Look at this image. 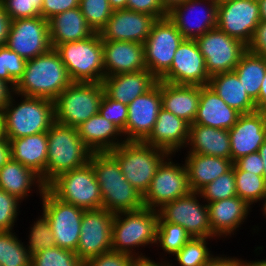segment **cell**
<instances>
[{"instance_id": "1", "label": "cell", "mask_w": 266, "mask_h": 266, "mask_svg": "<svg viewBox=\"0 0 266 266\" xmlns=\"http://www.w3.org/2000/svg\"><path fill=\"white\" fill-rule=\"evenodd\" d=\"M1 119L3 135L9 141L47 132L55 122L54 101L14 92L1 112Z\"/></svg>"}, {"instance_id": "2", "label": "cell", "mask_w": 266, "mask_h": 266, "mask_svg": "<svg viewBox=\"0 0 266 266\" xmlns=\"http://www.w3.org/2000/svg\"><path fill=\"white\" fill-rule=\"evenodd\" d=\"M92 165L102 197V208L112 214L144 207L140 194L124 177L117 159L110 152L92 153Z\"/></svg>"}, {"instance_id": "3", "label": "cell", "mask_w": 266, "mask_h": 266, "mask_svg": "<svg viewBox=\"0 0 266 266\" xmlns=\"http://www.w3.org/2000/svg\"><path fill=\"white\" fill-rule=\"evenodd\" d=\"M71 83L59 53L51 48L45 54L27 60L14 92L54 101Z\"/></svg>"}, {"instance_id": "4", "label": "cell", "mask_w": 266, "mask_h": 266, "mask_svg": "<svg viewBox=\"0 0 266 266\" xmlns=\"http://www.w3.org/2000/svg\"><path fill=\"white\" fill-rule=\"evenodd\" d=\"M158 218V211L147 207L115 214L111 250L131 255L135 259L147 258L148 255L138 250L149 245V249L156 246Z\"/></svg>"}, {"instance_id": "5", "label": "cell", "mask_w": 266, "mask_h": 266, "mask_svg": "<svg viewBox=\"0 0 266 266\" xmlns=\"http://www.w3.org/2000/svg\"><path fill=\"white\" fill-rule=\"evenodd\" d=\"M46 186L58 175L89 163L92 151L75 127L54 122L47 131Z\"/></svg>"}, {"instance_id": "6", "label": "cell", "mask_w": 266, "mask_h": 266, "mask_svg": "<svg viewBox=\"0 0 266 266\" xmlns=\"http://www.w3.org/2000/svg\"><path fill=\"white\" fill-rule=\"evenodd\" d=\"M110 153L117 159L125 179L142 195L148 190L159 165L169 155L165 149L144 141H124Z\"/></svg>"}, {"instance_id": "7", "label": "cell", "mask_w": 266, "mask_h": 266, "mask_svg": "<svg viewBox=\"0 0 266 266\" xmlns=\"http://www.w3.org/2000/svg\"><path fill=\"white\" fill-rule=\"evenodd\" d=\"M72 82L102 83L104 73L103 46L99 33L81 41L66 42L55 47Z\"/></svg>"}, {"instance_id": "8", "label": "cell", "mask_w": 266, "mask_h": 266, "mask_svg": "<svg viewBox=\"0 0 266 266\" xmlns=\"http://www.w3.org/2000/svg\"><path fill=\"white\" fill-rule=\"evenodd\" d=\"M104 93L102 83L72 82L54 100L55 121L78 127L98 114Z\"/></svg>"}, {"instance_id": "9", "label": "cell", "mask_w": 266, "mask_h": 266, "mask_svg": "<svg viewBox=\"0 0 266 266\" xmlns=\"http://www.w3.org/2000/svg\"><path fill=\"white\" fill-rule=\"evenodd\" d=\"M46 188L59 200L84 210L102 208L100 187L90 163L58 175Z\"/></svg>"}, {"instance_id": "10", "label": "cell", "mask_w": 266, "mask_h": 266, "mask_svg": "<svg viewBox=\"0 0 266 266\" xmlns=\"http://www.w3.org/2000/svg\"><path fill=\"white\" fill-rule=\"evenodd\" d=\"M42 212L51 226L56 246L76 251L84 209L56 198L47 188L41 198Z\"/></svg>"}, {"instance_id": "11", "label": "cell", "mask_w": 266, "mask_h": 266, "mask_svg": "<svg viewBox=\"0 0 266 266\" xmlns=\"http://www.w3.org/2000/svg\"><path fill=\"white\" fill-rule=\"evenodd\" d=\"M201 198L199 192L190 191L163 205L157 210L158 215L165 222L182 226L191 237L216 238L212 233L207 203Z\"/></svg>"}, {"instance_id": "12", "label": "cell", "mask_w": 266, "mask_h": 266, "mask_svg": "<svg viewBox=\"0 0 266 266\" xmlns=\"http://www.w3.org/2000/svg\"><path fill=\"white\" fill-rule=\"evenodd\" d=\"M174 156L176 155L169 154L157 168L148 190L143 195L144 207L158 210L191 191L185 165L175 163Z\"/></svg>"}, {"instance_id": "13", "label": "cell", "mask_w": 266, "mask_h": 266, "mask_svg": "<svg viewBox=\"0 0 266 266\" xmlns=\"http://www.w3.org/2000/svg\"><path fill=\"white\" fill-rule=\"evenodd\" d=\"M184 40L168 18L157 19L143 43L147 69L159 79L170 67L177 48Z\"/></svg>"}, {"instance_id": "14", "label": "cell", "mask_w": 266, "mask_h": 266, "mask_svg": "<svg viewBox=\"0 0 266 266\" xmlns=\"http://www.w3.org/2000/svg\"><path fill=\"white\" fill-rule=\"evenodd\" d=\"M206 62L209 76L233 71L247 45L242 41L227 35L218 28L207 31L195 39Z\"/></svg>"}, {"instance_id": "15", "label": "cell", "mask_w": 266, "mask_h": 266, "mask_svg": "<svg viewBox=\"0 0 266 266\" xmlns=\"http://www.w3.org/2000/svg\"><path fill=\"white\" fill-rule=\"evenodd\" d=\"M5 45L26 60L45 54L52 48L49 22L41 16L11 20Z\"/></svg>"}, {"instance_id": "16", "label": "cell", "mask_w": 266, "mask_h": 266, "mask_svg": "<svg viewBox=\"0 0 266 266\" xmlns=\"http://www.w3.org/2000/svg\"><path fill=\"white\" fill-rule=\"evenodd\" d=\"M114 216L115 214L104 208L84 210L79 243L75 251L83 263L111 250Z\"/></svg>"}, {"instance_id": "17", "label": "cell", "mask_w": 266, "mask_h": 266, "mask_svg": "<svg viewBox=\"0 0 266 266\" xmlns=\"http://www.w3.org/2000/svg\"><path fill=\"white\" fill-rule=\"evenodd\" d=\"M258 0L218 2L217 28L248 45L260 23Z\"/></svg>"}, {"instance_id": "18", "label": "cell", "mask_w": 266, "mask_h": 266, "mask_svg": "<svg viewBox=\"0 0 266 266\" xmlns=\"http://www.w3.org/2000/svg\"><path fill=\"white\" fill-rule=\"evenodd\" d=\"M175 85L209 84L205 58L195 39H184L177 48L171 67L158 79Z\"/></svg>"}, {"instance_id": "19", "label": "cell", "mask_w": 266, "mask_h": 266, "mask_svg": "<svg viewBox=\"0 0 266 266\" xmlns=\"http://www.w3.org/2000/svg\"><path fill=\"white\" fill-rule=\"evenodd\" d=\"M217 15V0H186L168 12L167 17L184 39H196L217 28Z\"/></svg>"}, {"instance_id": "20", "label": "cell", "mask_w": 266, "mask_h": 266, "mask_svg": "<svg viewBox=\"0 0 266 266\" xmlns=\"http://www.w3.org/2000/svg\"><path fill=\"white\" fill-rule=\"evenodd\" d=\"M162 108L161 81L128 104L125 141H144L152 132Z\"/></svg>"}, {"instance_id": "21", "label": "cell", "mask_w": 266, "mask_h": 266, "mask_svg": "<svg viewBox=\"0 0 266 266\" xmlns=\"http://www.w3.org/2000/svg\"><path fill=\"white\" fill-rule=\"evenodd\" d=\"M156 20L150 14L130 9L114 10L99 34L102 41H131L143 44Z\"/></svg>"}, {"instance_id": "22", "label": "cell", "mask_w": 266, "mask_h": 266, "mask_svg": "<svg viewBox=\"0 0 266 266\" xmlns=\"http://www.w3.org/2000/svg\"><path fill=\"white\" fill-rule=\"evenodd\" d=\"M231 160L255 153L266 141V111L241 114L229 129Z\"/></svg>"}, {"instance_id": "23", "label": "cell", "mask_w": 266, "mask_h": 266, "mask_svg": "<svg viewBox=\"0 0 266 266\" xmlns=\"http://www.w3.org/2000/svg\"><path fill=\"white\" fill-rule=\"evenodd\" d=\"M207 207L212 233L217 240L237 234L252 212V206L239 196L208 203Z\"/></svg>"}, {"instance_id": "24", "label": "cell", "mask_w": 266, "mask_h": 266, "mask_svg": "<svg viewBox=\"0 0 266 266\" xmlns=\"http://www.w3.org/2000/svg\"><path fill=\"white\" fill-rule=\"evenodd\" d=\"M105 77L147 69L143 44L102 41Z\"/></svg>"}, {"instance_id": "25", "label": "cell", "mask_w": 266, "mask_h": 266, "mask_svg": "<svg viewBox=\"0 0 266 266\" xmlns=\"http://www.w3.org/2000/svg\"><path fill=\"white\" fill-rule=\"evenodd\" d=\"M189 124L173 113L161 108L150 135L144 140L153 147L165 149L169 154H177L187 144Z\"/></svg>"}, {"instance_id": "26", "label": "cell", "mask_w": 266, "mask_h": 266, "mask_svg": "<svg viewBox=\"0 0 266 266\" xmlns=\"http://www.w3.org/2000/svg\"><path fill=\"white\" fill-rule=\"evenodd\" d=\"M157 82L158 79L145 69L104 77L102 85L109 98L128 105L136 97L149 91Z\"/></svg>"}, {"instance_id": "27", "label": "cell", "mask_w": 266, "mask_h": 266, "mask_svg": "<svg viewBox=\"0 0 266 266\" xmlns=\"http://www.w3.org/2000/svg\"><path fill=\"white\" fill-rule=\"evenodd\" d=\"M239 113L230 107L208 85L200 86V101L192 124L229 130L237 122Z\"/></svg>"}, {"instance_id": "28", "label": "cell", "mask_w": 266, "mask_h": 266, "mask_svg": "<svg viewBox=\"0 0 266 266\" xmlns=\"http://www.w3.org/2000/svg\"><path fill=\"white\" fill-rule=\"evenodd\" d=\"M0 189H3L23 202L32 195L31 193L33 191L34 193L37 192L36 194L41 198L46 189V185L42 182L41 177L33 170L11 158L0 169Z\"/></svg>"}, {"instance_id": "29", "label": "cell", "mask_w": 266, "mask_h": 266, "mask_svg": "<svg viewBox=\"0 0 266 266\" xmlns=\"http://www.w3.org/2000/svg\"><path fill=\"white\" fill-rule=\"evenodd\" d=\"M185 148L187 153H197L231 160L229 130L191 124L189 125L188 140Z\"/></svg>"}, {"instance_id": "30", "label": "cell", "mask_w": 266, "mask_h": 266, "mask_svg": "<svg viewBox=\"0 0 266 266\" xmlns=\"http://www.w3.org/2000/svg\"><path fill=\"white\" fill-rule=\"evenodd\" d=\"M77 133L93 152H110L122 144L125 139L122 132L99 113L76 127Z\"/></svg>"}, {"instance_id": "31", "label": "cell", "mask_w": 266, "mask_h": 266, "mask_svg": "<svg viewBox=\"0 0 266 266\" xmlns=\"http://www.w3.org/2000/svg\"><path fill=\"white\" fill-rule=\"evenodd\" d=\"M11 158L38 174L46 185L47 132L12 139Z\"/></svg>"}, {"instance_id": "32", "label": "cell", "mask_w": 266, "mask_h": 266, "mask_svg": "<svg viewBox=\"0 0 266 266\" xmlns=\"http://www.w3.org/2000/svg\"><path fill=\"white\" fill-rule=\"evenodd\" d=\"M162 108L191 125L200 101L199 85H175L161 81Z\"/></svg>"}, {"instance_id": "33", "label": "cell", "mask_w": 266, "mask_h": 266, "mask_svg": "<svg viewBox=\"0 0 266 266\" xmlns=\"http://www.w3.org/2000/svg\"><path fill=\"white\" fill-rule=\"evenodd\" d=\"M184 162L191 191L199 192L208 183L233 167V161L221 157L187 153Z\"/></svg>"}, {"instance_id": "34", "label": "cell", "mask_w": 266, "mask_h": 266, "mask_svg": "<svg viewBox=\"0 0 266 266\" xmlns=\"http://www.w3.org/2000/svg\"><path fill=\"white\" fill-rule=\"evenodd\" d=\"M48 22L52 48L66 42L85 40L94 34L79 7L57 14Z\"/></svg>"}, {"instance_id": "35", "label": "cell", "mask_w": 266, "mask_h": 266, "mask_svg": "<svg viewBox=\"0 0 266 266\" xmlns=\"http://www.w3.org/2000/svg\"><path fill=\"white\" fill-rule=\"evenodd\" d=\"M208 86L221 97L227 105L241 114L257 111L255 102L247 94L244 86L234 71L210 76Z\"/></svg>"}, {"instance_id": "36", "label": "cell", "mask_w": 266, "mask_h": 266, "mask_svg": "<svg viewBox=\"0 0 266 266\" xmlns=\"http://www.w3.org/2000/svg\"><path fill=\"white\" fill-rule=\"evenodd\" d=\"M233 71L237 74L247 94L255 102L258 111V96L266 73V59L247 49Z\"/></svg>"}, {"instance_id": "37", "label": "cell", "mask_w": 266, "mask_h": 266, "mask_svg": "<svg viewBox=\"0 0 266 266\" xmlns=\"http://www.w3.org/2000/svg\"><path fill=\"white\" fill-rule=\"evenodd\" d=\"M14 231H0V265L31 266L32 256Z\"/></svg>"}, {"instance_id": "38", "label": "cell", "mask_w": 266, "mask_h": 266, "mask_svg": "<svg viewBox=\"0 0 266 266\" xmlns=\"http://www.w3.org/2000/svg\"><path fill=\"white\" fill-rule=\"evenodd\" d=\"M191 235L180 225L172 224L163 221L160 217L158 218L156 244L160 250L164 251V254L159 259L168 260L172 255L174 256L190 239ZM166 256V257H165Z\"/></svg>"}, {"instance_id": "39", "label": "cell", "mask_w": 266, "mask_h": 266, "mask_svg": "<svg viewBox=\"0 0 266 266\" xmlns=\"http://www.w3.org/2000/svg\"><path fill=\"white\" fill-rule=\"evenodd\" d=\"M237 196L246 201L252 208L253 204L261 203L266 194V180L264 176L234 169Z\"/></svg>"}, {"instance_id": "40", "label": "cell", "mask_w": 266, "mask_h": 266, "mask_svg": "<svg viewBox=\"0 0 266 266\" xmlns=\"http://www.w3.org/2000/svg\"><path fill=\"white\" fill-rule=\"evenodd\" d=\"M209 239V240H208ZM217 238L192 237L173 257L179 266H203L214 253L208 247L210 240ZM170 266H175L169 261ZM177 265V266H178Z\"/></svg>"}, {"instance_id": "41", "label": "cell", "mask_w": 266, "mask_h": 266, "mask_svg": "<svg viewBox=\"0 0 266 266\" xmlns=\"http://www.w3.org/2000/svg\"><path fill=\"white\" fill-rule=\"evenodd\" d=\"M199 193L207 204L237 196L234 167L208 183Z\"/></svg>"}, {"instance_id": "42", "label": "cell", "mask_w": 266, "mask_h": 266, "mask_svg": "<svg viewBox=\"0 0 266 266\" xmlns=\"http://www.w3.org/2000/svg\"><path fill=\"white\" fill-rule=\"evenodd\" d=\"M28 242L25 247L30 255H34L42 250L56 246L51 226L46 217L42 214L30 225Z\"/></svg>"}, {"instance_id": "43", "label": "cell", "mask_w": 266, "mask_h": 266, "mask_svg": "<svg viewBox=\"0 0 266 266\" xmlns=\"http://www.w3.org/2000/svg\"><path fill=\"white\" fill-rule=\"evenodd\" d=\"M79 8L94 33L105 27L113 13L108 0H79Z\"/></svg>"}, {"instance_id": "44", "label": "cell", "mask_w": 266, "mask_h": 266, "mask_svg": "<svg viewBox=\"0 0 266 266\" xmlns=\"http://www.w3.org/2000/svg\"><path fill=\"white\" fill-rule=\"evenodd\" d=\"M31 266H83V262L74 251L54 246L32 255Z\"/></svg>"}, {"instance_id": "45", "label": "cell", "mask_w": 266, "mask_h": 266, "mask_svg": "<svg viewBox=\"0 0 266 266\" xmlns=\"http://www.w3.org/2000/svg\"><path fill=\"white\" fill-rule=\"evenodd\" d=\"M27 60L10 50L6 45L0 46V79L13 88L23 76Z\"/></svg>"}, {"instance_id": "46", "label": "cell", "mask_w": 266, "mask_h": 266, "mask_svg": "<svg viewBox=\"0 0 266 266\" xmlns=\"http://www.w3.org/2000/svg\"><path fill=\"white\" fill-rule=\"evenodd\" d=\"M11 20L41 16L43 0H0Z\"/></svg>"}, {"instance_id": "47", "label": "cell", "mask_w": 266, "mask_h": 266, "mask_svg": "<svg viewBox=\"0 0 266 266\" xmlns=\"http://www.w3.org/2000/svg\"><path fill=\"white\" fill-rule=\"evenodd\" d=\"M98 113L108 121L112 122L122 132L125 139L128 105L115 101L104 93Z\"/></svg>"}, {"instance_id": "48", "label": "cell", "mask_w": 266, "mask_h": 266, "mask_svg": "<svg viewBox=\"0 0 266 266\" xmlns=\"http://www.w3.org/2000/svg\"><path fill=\"white\" fill-rule=\"evenodd\" d=\"M21 202L15 196L0 189V231L14 229L20 212Z\"/></svg>"}, {"instance_id": "49", "label": "cell", "mask_w": 266, "mask_h": 266, "mask_svg": "<svg viewBox=\"0 0 266 266\" xmlns=\"http://www.w3.org/2000/svg\"><path fill=\"white\" fill-rule=\"evenodd\" d=\"M135 258L131 255L108 251L83 263V266H132Z\"/></svg>"}, {"instance_id": "50", "label": "cell", "mask_w": 266, "mask_h": 266, "mask_svg": "<svg viewBox=\"0 0 266 266\" xmlns=\"http://www.w3.org/2000/svg\"><path fill=\"white\" fill-rule=\"evenodd\" d=\"M126 9L139 13L150 14L156 19L168 16V13L164 10L160 0H128Z\"/></svg>"}, {"instance_id": "51", "label": "cell", "mask_w": 266, "mask_h": 266, "mask_svg": "<svg viewBox=\"0 0 266 266\" xmlns=\"http://www.w3.org/2000/svg\"><path fill=\"white\" fill-rule=\"evenodd\" d=\"M79 7V0H43L41 17L47 21L69 9Z\"/></svg>"}, {"instance_id": "52", "label": "cell", "mask_w": 266, "mask_h": 266, "mask_svg": "<svg viewBox=\"0 0 266 266\" xmlns=\"http://www.w3.org/2000/svg\"><path fill=\"white\" fill-rule=\"evenodd\" d=\"M233 167L259 176L264 174V163L259 152L238 158L233 162Z\"/></svg>"}, {"instance_id": "53", "label": "cell", "mask_w": 266, "mask_h": 266, "mask_svg": "<svg viewBox=\"0 0 266 266\" xmlns=\"http://www.w3.org/2000/svg\"><path fill=\"white\" fill-rule=\"evenodd\" d=\"M247 49L266 59V21H260L256 27Z\"/></svg>"}, {"instance_id": "54", "label": "cell", "mask_w": 266, "mask_h": 266, "mask_svg": "<svg viewBox=\"0 0 266 266\" xmlns=\"http://www.w3.org/2000/svg\"><path fill=\"white\" fill-rule=\"evenodd\" d=\"M215 255H213L203 266H241V258H238L237 256L227 257L225 254Z\"/></svg>"}, {"instance_id": "55", "label": "cell", "mask_w": 266, "mask_h": 266, "mask_svg": "<svg viewBox=\"0 0 266 266\" xmlns=\"http://www.w3.org/2000/svg\"><path fill=\"white\" fill-rule=\"evenodd\" d=\"M11 19L6 14L0 2V46H4L7 41Z\"/></svg>"}, {"instance_id": "56", "label": "cell", "mask_w": 266, "mask_h": 266, "mask_svg": "<svg viewBox=\"0 0 266 266\" xmlns=\"http://www.w3.org/2000/svg\"><path fill=\"white\" fill-rule=\"evenodd\" d=\"M14 93V88L0 79V112H2L4 106L8 103Z\"/></svg>"}, {"instance_id": "57", "label": "cell", "mask_w": 266, "mask_h": 266, "mask_svg": "<svg viewBox=\"0 0 266 266\" xmlns=\"http://www.w3.org/2000/svg\"><path fill=\"white\" fill-rule=\"evenodd\" d=\"M11 159L9 140L2 135L0 137V169Z\"/></svg>"}, {"instance_id": "58", "label": "cell", "mask_w": 266, "mask_h": 266, "mask_svg": "<svg viewBox=\"0 0 266 266\" xmlns=\"http://www.w3.org/2000/svg\"><path fill=\"white\" fill-rule=\"evenodd\" d=\"M160 262H156L150 257L147 258H138L133 261L132 266H170L169 260L159 259Z\"/></svg>"}, {"instance_id": "59", "label": "cell", "mask_w": 266, "mask_h": 266, "mask_svg": "<svg viewBox=\"0 0 266 266\" xmlns=\"http://www.w3.org/2000/svg\"><path fill=\"white\" fill-rule=\"evenodd\" d=\"M258 111H266V73L261 83L258 96Z\"/></svg>"}, {"instance_id": "60", "label": "cell", "mask_w": 266, "mask_h": 266, "mask_svg": "<svg viewBox=\"0 0 266 266\" xmlns=\"http://www.w3.org/2000/svg\"><path fill=\"white\" fill-rule=\"evenodd\" d=\"M160 1L163 5L164 10L168 13L174 7L183 4L186 0H160Z\"/></svg>"}, {"instance_id": "61", "label": "cell", "mask_w": 266, "mask_h": 266, "mask_svg": "<svg viewBox=\"0 0 266 266\" xmlns=\"http://www.w3.org/2000/svg\"><path fill=\"white\" fill-rule=\"evenodd\" d=\"M241 266H266V258L265 259H257V260H250L246 261L241 258Z\"/></svg>"}, {"instance_id": "62", "label": "cell", "mask_w": 266, "mask_h": 266, "mask_svg": "<svg viewBox=\"0 0 266 266\" xmlns=\"http://www.w3.org/2000/svg\"><path fill=\"white\" fill-rule=\"evenodd\" d=\"M111 8L114 10L126 9L128 0H108Z\"/></svg>"}, {"instance_id": "63", "label": "cell", "mask_w": 266, "mask_h": 266, "mask_svg": "<svg viewBox=\"0 0 266 266\" xmlns=\"http://www.w3.org/2000/svg\"><path fill=\"white\" fill-rule=\"evenodd\" d=\"M261 159L263 160L264 163V178L266 180V141L262 144V146L259 148V151Z\"/></svg>"}, {"instance_id": "64", "label": "cell", "mask_w": 266, "mask_h": 266, "mask_svg": "<svg viewBox=\"0 0 266 266\" xmlns=\"http://www.w3.org/2000/svg\"><path fill=\"white\" fill-rule=\"evenodd\" d=\"M261 21H266V0H258Z\"/></svg>"}, {"instance_id": "65", "label": "cell", "mask_w": 266, "mask_h": 266, "mask_svg": "<svg viewBox=\"0 0 266 266\" xmlns=\"http://www.w3.org/2000/svg\"><path fill=\"white\" fill-rule=\"evenodd\" d=\"M261 203H263V204H261L263 207L261 206V208H260V210L262 211V214H263L262 216L266 217V194H265Z\"/></svg>"}, {"instance_id": "66", "label": "cell", "mask_w": 266, "mask_h": 266, "mask_svg": "<svg viewBox=\"0 0 266 266\" xmlns=\"http://www.w3.org/2000/svg\"><path fill=\"white\" fill-rule=\"evenodd\" d=\"M3 135V129H2V119H1V112H0V137Z\"/></svg>"}, {"instance_id": "67", "label": "cell", "mask_w": 266, "mask_h": 266, "mask_svg": "<svg viewBox=\"0 0 266 266\" xmlns=\"http://www.w3.org/2000/svg\"><path fill=\"white\" fill-rule=\"evenodd\" d=\"M218 2H226V1H229V0H217Z\"/></svg>"}]
</instances>
